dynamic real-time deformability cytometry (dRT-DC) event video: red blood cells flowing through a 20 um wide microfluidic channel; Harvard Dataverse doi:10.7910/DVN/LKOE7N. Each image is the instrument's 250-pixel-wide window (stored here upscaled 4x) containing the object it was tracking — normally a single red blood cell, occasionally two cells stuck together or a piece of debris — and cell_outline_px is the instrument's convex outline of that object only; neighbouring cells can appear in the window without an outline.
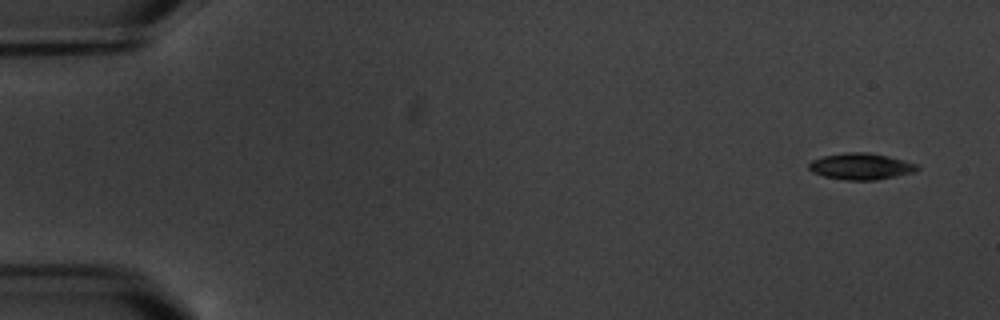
{"species": "common noctule bat (a hibernating species)", "species_latin": "Nyctalus noctula", "temperature_condition": "warm", "stored_images_in_passage": 5, "camera_frame_rate_fps": 3000, "um_per_image_px": 0.085, "animal": {"sex": "male", "body_mass_g": 20.1, "forearm_length_mm": 53.5}, "frame": {"image": 1, "passage_image": 1, "time_ms": 0.0, "image_size_px": [1000, 320], "cell_outline_px": [[920, 168], [916, 172], [876, 180], [844, 180], [824, 176], [812, 172], [808, 168], [808, 164], [812, 160], [824, 156], [844, 152], [868, 152], [888, 156], [920, 164]], "centroid_in_image_um": [73.21, 14.14], "position_along_channel_um": 11.8, "area_um2": 16.88}}
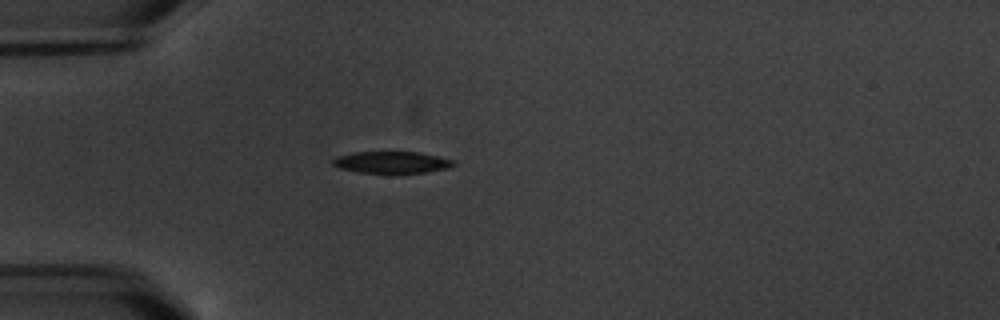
{"frame": {"image": 2, "passage_image": 5, "time_ms": 4.667, "image_size_px": [1000, 320], "cell_outline_px": [[456, 164], [448, 168], [424, 172], [392, 176], [356, 172], [340, 168], [332, 164], [332, 160], [336, 156], [352, 152], [416, 152], [456, 160]], "centroid_in_image_um": [33.27, 13.84], "position_along_channel_um": 51.7, "area_um2": 16.07}}